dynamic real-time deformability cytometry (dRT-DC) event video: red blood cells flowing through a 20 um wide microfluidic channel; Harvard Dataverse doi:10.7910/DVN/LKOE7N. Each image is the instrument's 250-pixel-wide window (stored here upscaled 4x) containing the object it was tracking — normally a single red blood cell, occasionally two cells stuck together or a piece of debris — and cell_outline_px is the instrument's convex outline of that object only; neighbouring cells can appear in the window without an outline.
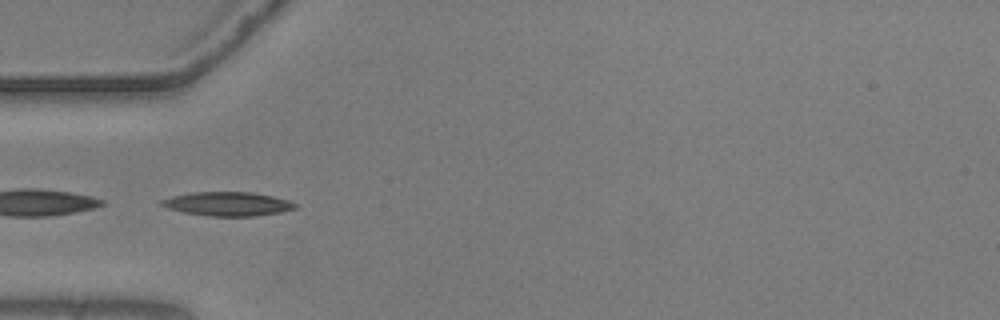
{"species": "common noctule bat (a hibernating species)", "species_latin": "Nyctalus noctula", "temperature_condition": "warm", "stored_images_in_passage": 35, "camera_frame_rate_fps": 3000, "um_per_image_px": 0.085, "animal": {"sex": "male", "body_mass_g": 20.5, "forearm_length_mm": 52.5}, "frame": {"image": 1, "passage_image": 17, "time_ms": 5.333, "image_size_px": [1000, 320], "cell_outline_px": [[296, 208], [280, 212], [256, 216], [208, 216], [184, 212], [168, 208], [160, 204], [160, 200], [172, 196], [192, 192], [252, 192], [272, 196], [288, 200], [296, 204]], "centroid_in_image_um": [19.34, 17.33], "position_along_channel_um": 65.7, "area_um2": 18.55}}